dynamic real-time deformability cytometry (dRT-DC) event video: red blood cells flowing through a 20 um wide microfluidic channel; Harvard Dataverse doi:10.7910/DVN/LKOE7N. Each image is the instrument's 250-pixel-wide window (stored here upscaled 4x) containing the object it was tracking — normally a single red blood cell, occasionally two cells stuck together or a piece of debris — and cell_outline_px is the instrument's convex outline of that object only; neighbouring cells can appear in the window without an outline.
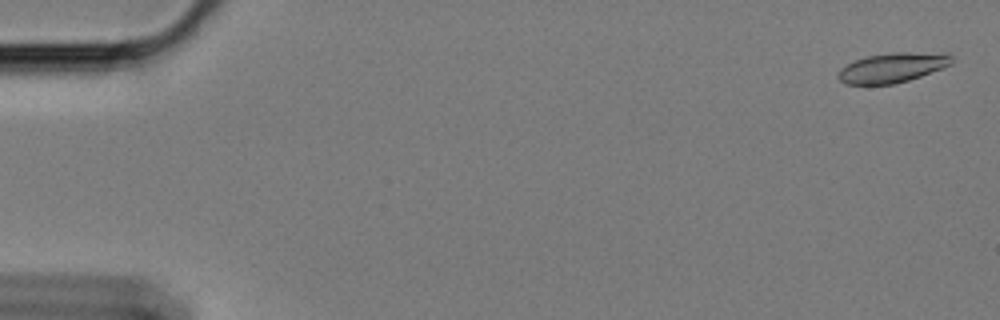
{"species": "Egyptian fruit bat (a non-hibernating species)", "species_latin": "Rousettus aegyptiacus", "temperature_condition": "cold", "stored_images_in_passage": 60, "camera_frame_rate_fps": 3000, "um_per_image_px": 0.085, "animal": {"sex": "female"}, "frame": {"image": 1, "passage_image": 2, "time_ms": 0.333, "image_size_px": [1000, 320], "cell_outline_px": [[952, 64], [920, 76], [908, 80], [892, 84], [844, 84], [836, 76], [840, 68], [856, 60], [868, 56], [892, 52], [908, 52], [952, 56]], "centroid_in_image_um": [75.77, 5.77], "position_along_channel_um": 9.2, "area_um2": 19.13}}
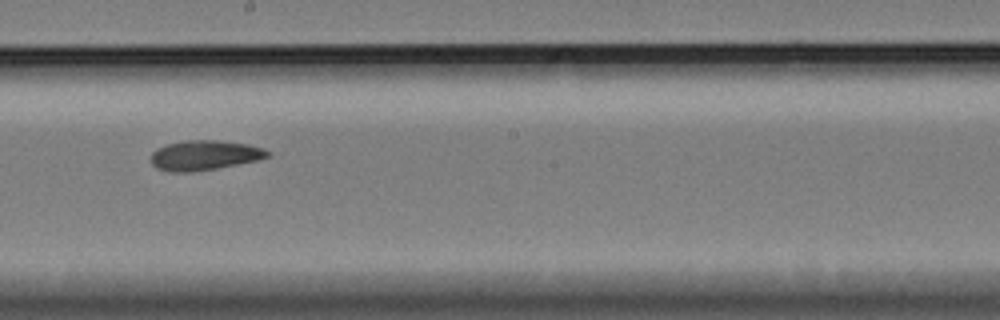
{"frame": {"image": 2, "passage_image": 34, "time_ms": 11.0, "image_size_px": [1000, 320], "cell_outline_px": [[268, 156], [256, 160], [216, 168], [192, 172], [168, 172], [156, 168], [152, 164], [152, 152], [156, 148], [168, 144], [184, 140], [216, 140], [248, 144], [264, 148], [268, 152]], "centroid_in_image_um": [17.33, 13.19], "position_along_channel_um": 230.9, "area_um2": 20.11}}
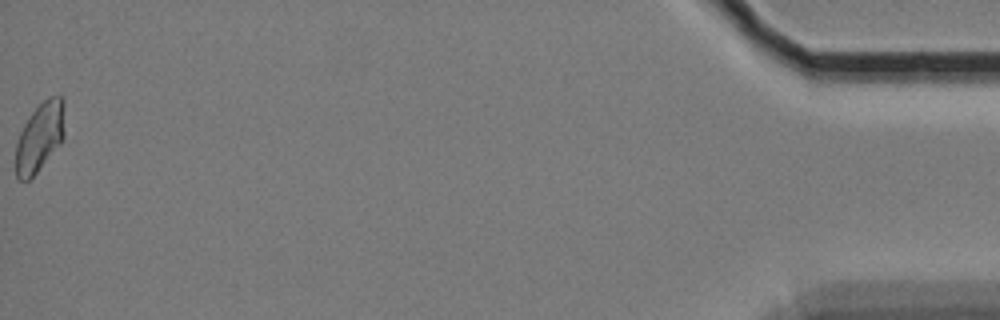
{"frame": {"image": 3, "passage_image": 60, "time_ms": 19.667, "image_size_px": [1000, 320], "cell_outline_px": [[64, 136], [60, 144], [36, 172], [28, 180], [20, 180], [16, 176], [16, 144], [20, 132], [24, 124], [32, 112], [48, 96], [60, 96], [64, 100]], "centroid_in_image_um": [3.39, 11.62], "position_along_channel_um": 431.8, "area_um2": 19.48}, "authors_computed_cell_mechanics": {"area_um2": 19.941, "velocity_mm_per_s": 3.3928, "shape_relaxation_time_tau1_ms": null, "shape_relaxation_time_tau2_ms": 4.0188, "deformation_change_tau1": null, "deformation_change_tau2": 0.09}}